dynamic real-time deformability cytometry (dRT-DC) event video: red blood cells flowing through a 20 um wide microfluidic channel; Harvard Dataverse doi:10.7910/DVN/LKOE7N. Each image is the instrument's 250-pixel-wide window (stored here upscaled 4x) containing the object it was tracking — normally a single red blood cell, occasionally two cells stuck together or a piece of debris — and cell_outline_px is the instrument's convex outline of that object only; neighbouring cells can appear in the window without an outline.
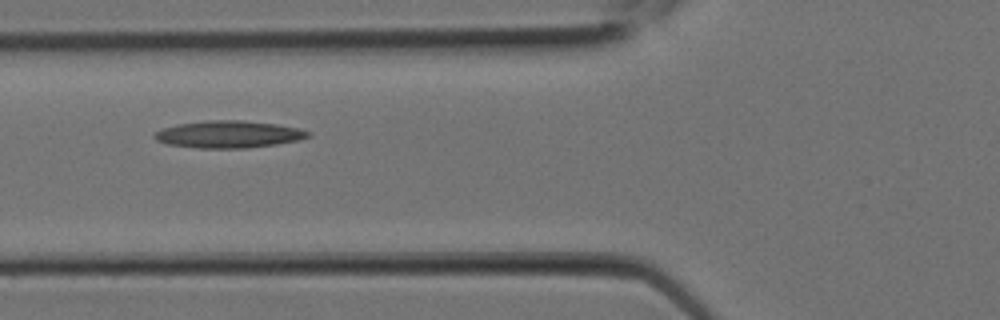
{"species": "Egyptian fruit bat (a non-hibernating species)", "species_latin": "Rousettus aegyptiacus", "temperature_condition": "room temperature", "stored_images_in_passage": 9, "camera_frame_rate_fps": 3000, "um_per_image_px": 0.085, "animal": {"sex": "female"}, "frame": {"image": 1, "passage_image": 8, "time_ms": 2.333, "image_size_px": [1000, 320], "cell_outline_px": [[312, 136], [296, 140], [276, 144], [248, 148], [196, 148], [168, 144], [156, 140], [152, 136], [160, 128], [176, 124], [208, 120], [244, 120], [276, 124], [300, 128], [312, 132]], "centroid_in_image_um": [19.43, 11.41], "position_along_channel_um": 106.4, "area_um2": 24.51}}
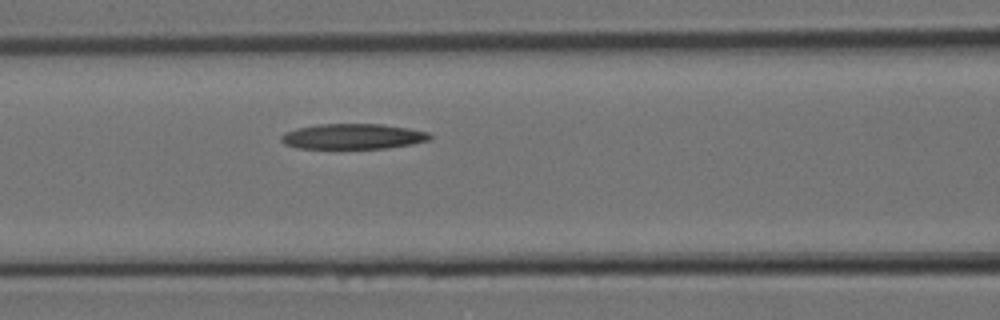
{"frame": {"image": 2, "passage_image": 9, "time_ms": 2.667, "image_size_px": [1000, 320], "cell_outline_px": [[432, 136], [428, 140], [412, 144], [384, 148], [296, 148], [284, 144], [280, 140], [280, 136], [284, 132], [296, 128], [316, 124], [380, 124], [408, 128], [428, 132]], "centroid_in_image_um": [29.94, 11.59], "position_along_channel_um": 136.7, "area_um2": 21.96}}